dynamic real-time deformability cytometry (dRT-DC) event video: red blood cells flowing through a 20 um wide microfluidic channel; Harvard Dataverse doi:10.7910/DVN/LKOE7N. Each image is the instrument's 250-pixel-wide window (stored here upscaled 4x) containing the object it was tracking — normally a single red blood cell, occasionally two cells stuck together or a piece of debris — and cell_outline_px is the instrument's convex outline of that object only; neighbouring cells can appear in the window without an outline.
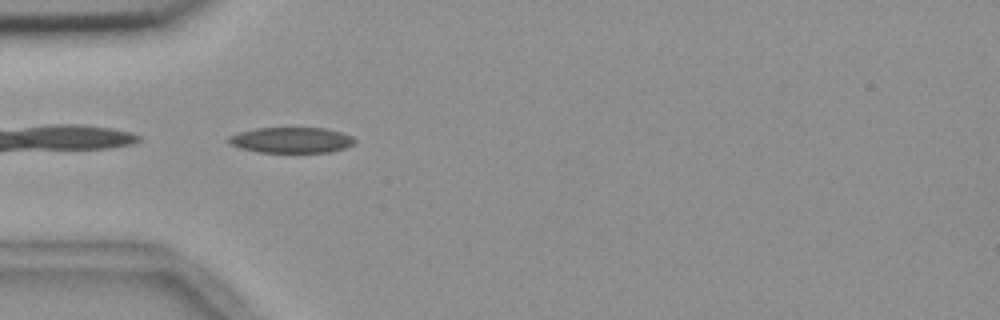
{"species": "common noctule bat (a hibernating species)", "species_latin": "Nyctalus noctula", "temperature_condition": "room temperature", "stored_images_in_passage": 40, "camera_frame_rate_fps": 3000, "um_per_image_px": 0.085, "animal": {"sex": "female", "body_mass_g": 18.4}, "frame": {"image": 1, "passage_image": 1, "time_ms": 0.0, "image_size_px": [1000, 320], "cell_outline_px": [[356, 140], [352, 144], [344, 148], [328, 152], [260, 152], [240, 148], [232, 144], [228, 140], [228, 136], [236, 132], [256, 128], [328, 128], [352, 136]], "centroid_in_image_um": [24.75, 11.9], "position_along_channel_um": 60.3, "area_um2": 18.79}}
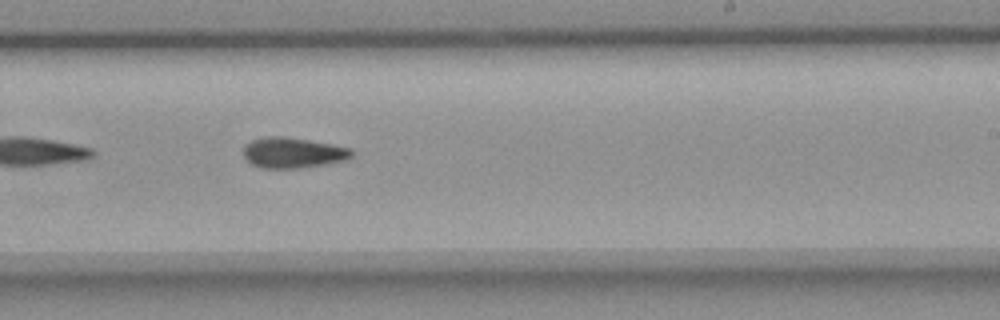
{"frame": {"image": 2, "passage_image": 18, "time_ms": 5.667, "image_size_px": [1000, 320], "cell_outline_px": [[352, 156], [348, 160], [324, 164], [296, 168], [264, 168], [252, 164], [244, 156], [244, 144], [252, 140], [264, 136], [284, 136], [332, 144], [352, 148]], "centroid_in_image_um": [24.9, 12.97], "position_along_channel_um": 264.1, "area_um2": 19.25}}
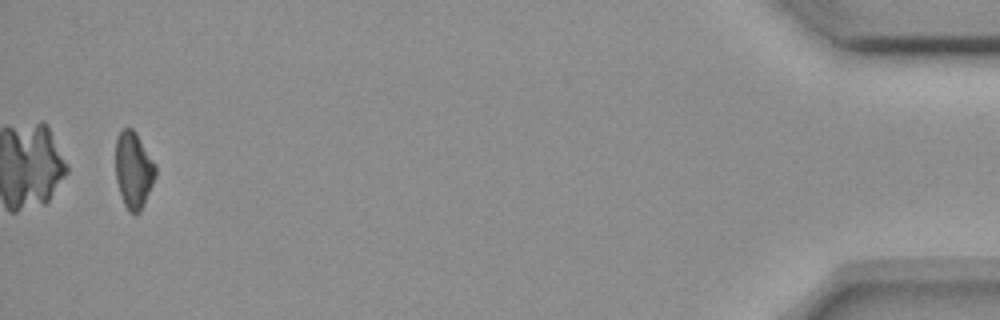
{"frame": {"image": 3, "passage_image": 38, "time_ms": 12.333, "image_size_px": [1000, 320], "cell_outline_px": [[156, 176], [140, 212], [132, 212], [124, 204], [116, 180], [116, 140], [120, 132], [124, 128], [132, 128], [136, 132], [156, 164]], "centroid_in_image_um": [11.36, 14.41], "position_along_channel_um": 423.8, "area_um2": 17.57}, "authors_computed_cell_mechanics": {"area_um2": 18.7561, "velocity_mm_per_s": 3.6611, "shape_relaxation_time_tau1_ms": 9.3011, "shape_relaxation_time_tau2_ms": null, "deformation_change_tau1": 0.1713, "deformation_change_tau2": null}}